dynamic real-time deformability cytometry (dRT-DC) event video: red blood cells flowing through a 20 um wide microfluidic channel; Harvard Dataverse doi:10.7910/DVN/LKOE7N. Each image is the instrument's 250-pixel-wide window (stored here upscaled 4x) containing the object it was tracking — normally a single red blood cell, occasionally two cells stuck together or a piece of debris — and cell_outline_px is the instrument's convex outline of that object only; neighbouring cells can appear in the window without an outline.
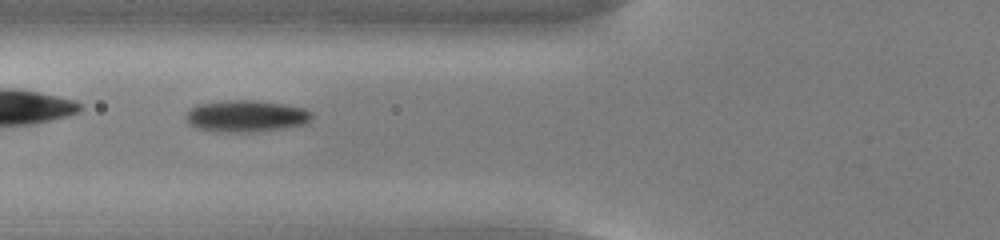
{"species": "common noctule bat (a hibernating species)", "species_latin": "Nyctalus noctula", "temperature_condition": "cold", "stored_images_in_passage": 39, "camera_frame_rate_fps": 3000, "um_per_image_px": 0.085, "animal": {"sex": "male", "body_mass_g": 13.0, "forearm_length_mm": 53.1}, "frame": {"image": 1, "passage_image": 6, "time_ms": 1.667, "image_size_px": [1000, 240], "cell_outline_px": [[312, 116], [304, 124], [252, 132], [220, 132], [196, 128], [188, 120], [188, 112], [192, 108], [200, 104], [228, 100], [252, 100], [284, 104], [304, 108], [312, 112]], "centroid_in_image_um": [20.94, 9.86], "position_along_channel_um": 104.9, "area_um2": 22.72}}
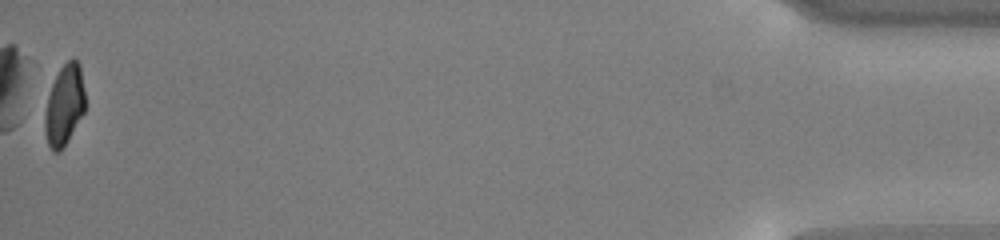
{"frame": {"image": 2, "passage_image": 39, "time_ms": 12.667, "image_size_px": [1000, 240], "cell_outline_px": [[84, 112], [64, 148], [60, 152], [52, 152], [48, 144], [44, 132], [44, 116], [48, 96], [52, 84], [60, 68], [72, 56], [76, 56], [80, 64], [84, 88]], "centroid_in_image_um": [5.47, 8.94], "position_along_channel_um": 429.7, "area_um2": 19.19}, "authors_computed_cell_mechanics": {"area_um2": 21.6172, "velocity_mm_per_s": 3.7897, "shape_relaxation_time_tau1_ms": 2.372, "shape_relaxation_time_tau2_ms": 7.8378, "deformation_change_tau1": 0.114, "deformation_change_tau2": 0.1201}}